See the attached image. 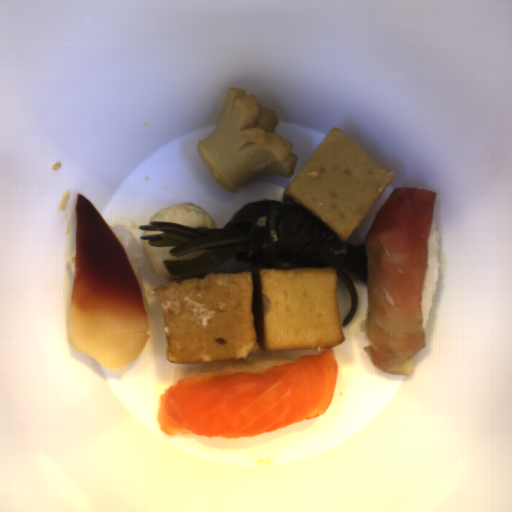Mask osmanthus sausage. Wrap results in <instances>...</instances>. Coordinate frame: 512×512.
<instances>
[{"instance_id": "obj_1", "label": "osmanthus sausage", "mask_w": 512, "mask_h": 512, "mask_svg": "<svg viewBox=\"0 0 512 512\" xmlns=\"http://www.w3.org/2000/svg\"><path fill=\"white\" fill-rule=\"evenodd\" d=\"M279 122L256 97L243 88H228L219 125L196 150L218 184L236 193L245 182L260 175L291 178L297 157L293 144L277 136Z\"/></svg>"}]
</instances>
